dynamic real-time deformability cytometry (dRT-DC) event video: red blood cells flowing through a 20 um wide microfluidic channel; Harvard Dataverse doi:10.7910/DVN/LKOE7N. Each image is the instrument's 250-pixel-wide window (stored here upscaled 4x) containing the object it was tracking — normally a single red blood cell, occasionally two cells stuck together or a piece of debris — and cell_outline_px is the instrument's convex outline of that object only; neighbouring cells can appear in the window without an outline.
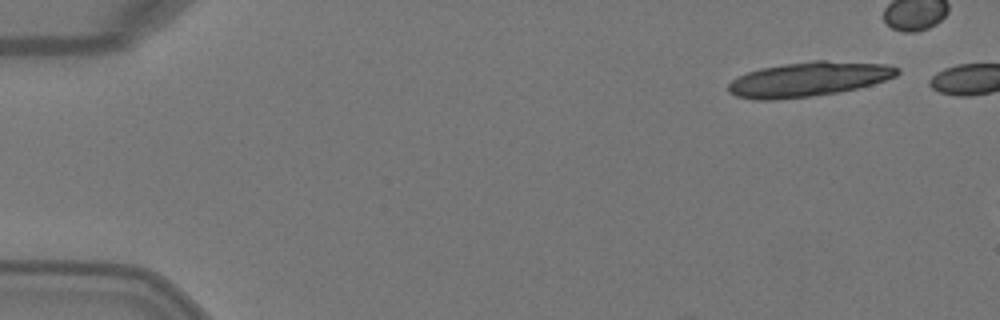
{"species": "Egyptian fruit bat (a non-hibernating species)", "species_latin": "Rousettus aegyptiacus", "temperature_condition": "warm", "stored_images_in_passage": 3, "camera_frame_rate_fps": 3000, "um_per_image_px": 0.085, "animal": {"sex": "female"}, "frame": {"image": 1, "passage_image": 1, "time_ms": 0.0, "image_size_px": [1000, 320], "cell_outline_px": [[900, 72], [896, 76], [872, 84], [840, 92], [808, 96], [768, 100], [756, 100], [736, 96], [728, 92], [728, 84], [732, 80], [748, 72], [760, 68], [784, 64], [812, 60], [824, 60], [884, 64], [900, 68]], "centroid_in_image_um": [68.72, 6.73], "position_along_channel_um": 16.3, "area_um2": 33.76}}